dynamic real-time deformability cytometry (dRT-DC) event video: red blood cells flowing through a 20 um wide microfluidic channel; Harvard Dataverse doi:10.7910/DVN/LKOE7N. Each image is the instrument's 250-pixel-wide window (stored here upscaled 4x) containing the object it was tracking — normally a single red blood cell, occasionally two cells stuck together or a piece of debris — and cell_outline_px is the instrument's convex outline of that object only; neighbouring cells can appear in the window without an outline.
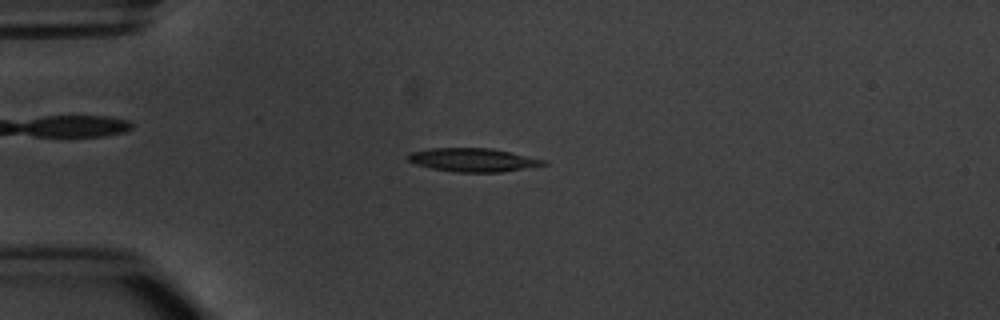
{"species": "common noctule bat (a hibernating species)", "species_latin": "Nyctalus noctula", "temperature_condition": "warm", "stored_images_in_passage": 9, "camera_frame_rate_fps": 3000, "um_per_image_px": 0.085, "animal": {"sex": "male", "body_mass_g": 20.1, "forearm_length_mm": 53.5}, "frame": {"image": 1, "passage_image": 4, "time_ms": 3.667, "image_size_px": [1000, 320], "cell_outline_px": [[548, 164], [500, 172], [456, 172], [432, 168], [416, 164], [408, 160], [408, 152], [432, 148], [492, 148], [548, 160]], "centroid_in_image_um": [40.22, 13.58], "position_along_channel_um": 44.8, "area_um2": 18.5}}
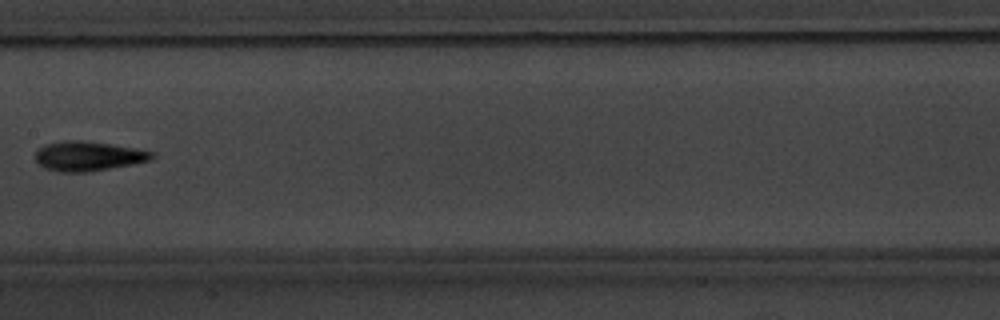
{"frame": {"image": 2, "passage_image": 8, "time_ms": 8.333, "image_size_px": [1000, 320], "cell_outline_px": [[156, 156], [152, 160], [132, 164], [88, 172], [56, 172], [44, 168], [36, 160], [36, 152], [44, 144], [64, 140], [80, 140], [112, 144], [136, 148], [152, 152]], "centroid_in_image_um": [7.5, 13.27], "position_along_channel_um": 199.9, "area_um2": 20.17}}